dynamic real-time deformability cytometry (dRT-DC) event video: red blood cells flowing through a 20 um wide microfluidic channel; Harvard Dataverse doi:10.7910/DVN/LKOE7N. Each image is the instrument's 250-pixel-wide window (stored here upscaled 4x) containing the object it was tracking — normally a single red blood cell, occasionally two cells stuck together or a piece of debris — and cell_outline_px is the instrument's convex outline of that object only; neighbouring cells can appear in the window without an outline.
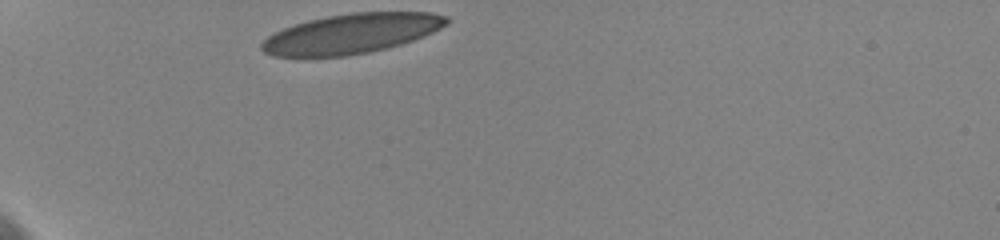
{"species": "human", "species_latin": "Homo sapiens", "temperature_condition": "cold", "stored_images_in_passage": 34, "camera_frame_rate_fps": 3000, "um_per_image_px": 0.085, "donor": {"sex": "female"}, "frame": {"image": 1, "passage_image": 1, "time_ms": 0.0, "image_size_px": [1000, 240], "cell_outline_px": [[452, 20], [448, 24], [424, 36], [400, 44], [368, 52], [348, 56], [272, 56], [264, 52], [260, 48], [260, 44], [268, 36], [284, 28], [308, 20], [328, 16], [352, 12], [432, 12], [448, 16]], "centroid_in_image_um": [29.9, 2.85], "position_along_channel_um": 55.1, "area_um2": 42.71}}
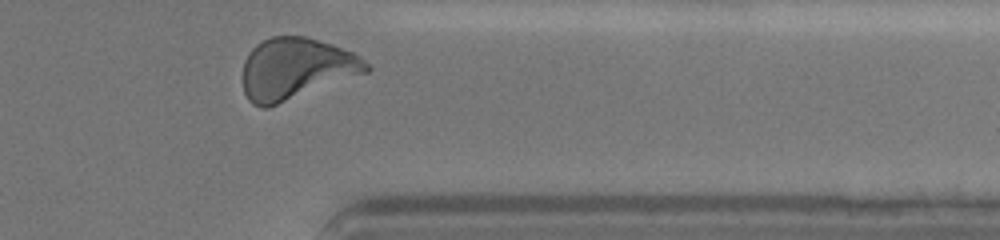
{"frame": {"image": 2, "passage_image": 34, "time_ms": 10.0, "image_size_px": [1000, 240], "cell_outline_px": [[372, 68], [368, 72], [268, 108], [260, 108], [252, 104], [248, 100], [244, 92], [244, 60], [248, 52], [256, 44], [272, 36], [304, 36], [332, 44], [352, 52], [360, 56]], "centroid_in_image_um": [25.15, 5.85], "position_along_channel_um": 386.2, "area_um2": 44.27}, "authors_computed_cell_mechanics": {"area_um2": 42.3674, "velocity_mm_per_s": 3.6152, "shape_relaxation_time_tau1_ms": 5.7742, "shape_relaxation_time_tau2_ms": null, "deformation_change_tau1": 0.1612, "deformation_change_tau2": null}}